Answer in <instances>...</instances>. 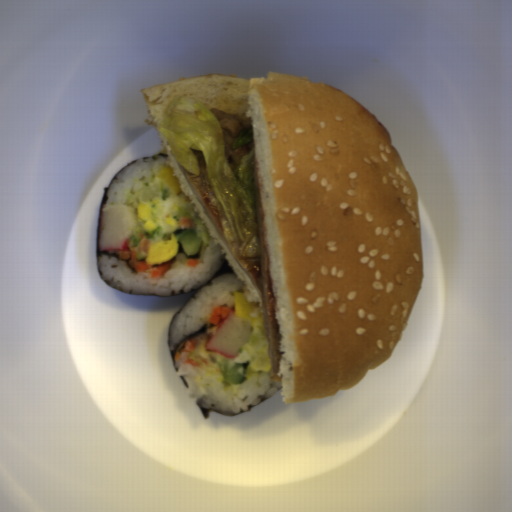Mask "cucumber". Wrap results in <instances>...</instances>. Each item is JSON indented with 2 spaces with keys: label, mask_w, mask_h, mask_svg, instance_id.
I'll return each instance as SVG.
<instances>
[{
  "label": "cucumber",
  "mask_w": 512,
  "mask_h": 512,
  "mask_svg": "<svg viewBox=\"0 0 512 512\" xmlns=\"http://www.w3.org/2000/svg\"><path fill=\"white\" fill-rule=\"evenodd\" d=\"M174 218L179 221L180 219H188L194 224L191 229L180 228L173 232L178 242V253L187 258H200L203 247L209 245L211 241L208 227L191 205L180 207Z\"/></svg>",
  "instance_id": "cucumber-1"
},
{
  "label": "cucumber",
  "mask_w": 512,
  "mask_h": 512,
  "mask_svg": "<svg viewBox=\"0 0 512 512\" xmlns=\"http://www.w3.org/2000/svg\"><path fill=\"white\" fill-rule=\"evenodd\" d=\"M221 375L230 385L241 384L248 374V363H238L235 358L224 357L218 362Z\"/></svg>",
  "instance_id": "cucumber-2"
},
{
  "label": "cucumber",
  "mask_w": 512,
  "mask_h": 512,
  "mask_svg": "<svg viewBox=\"0 0 512 512\" xmlns=\"http://www.w3.org/2000/svg\"><path fill=\"white\" fill-rule=\"evenodd\" d=\"M163 230V226L156 225V228L149 232L144 229L143 225H135V229L131 234L127 246V251H134L135 258L138 261L147 259V254L143 251H140L139 245L143 239H149L150 242L158 238Z\"/></svg>",
  "instance_id": "cucumber-3"
}]
</instances>
